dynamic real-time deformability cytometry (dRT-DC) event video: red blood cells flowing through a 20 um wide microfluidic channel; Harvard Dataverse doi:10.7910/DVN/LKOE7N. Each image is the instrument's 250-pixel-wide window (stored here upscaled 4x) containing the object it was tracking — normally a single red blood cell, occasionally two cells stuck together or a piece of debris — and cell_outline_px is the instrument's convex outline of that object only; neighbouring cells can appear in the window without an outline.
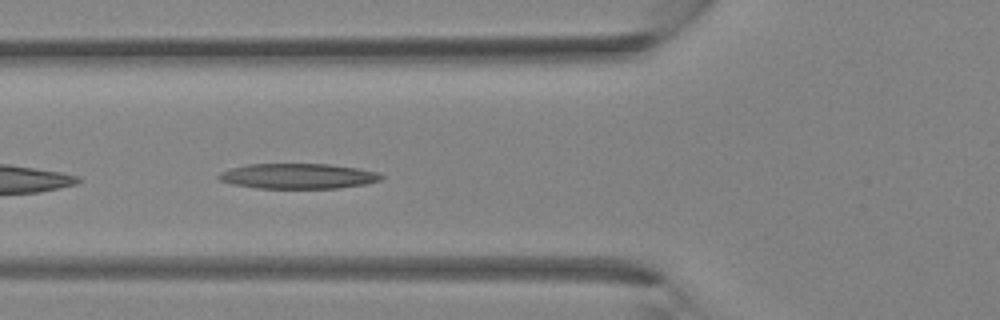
{"species": "Egyptian fruit bat (a non-hibernating species)", "species_latin": "Rousettus aegyptiacus", "temperature_condition": "room temperature", "stored_images_in_passage": 38, "camera_frame_rate_fps": 3000, "um_per_image_px": 0.085, "animal": {"sex": "female"}, "frame": {"image": 1, "passage_image": 13, "time_ms": 4.0, "image_size_px": [1000, 320], "cell_outline_px": [[384, 176], [380, 180], [364, 184], [336, 188], [256, 188], [232, 184], [220, 180], [216, 176], [220, 172], [244, 164], [328, 164], [356, 168], [380, 172]], "centroid_in_image_um": [25.31, 14.96], "position_along_channel_um": 100.5, "area_um2": 23.87}}
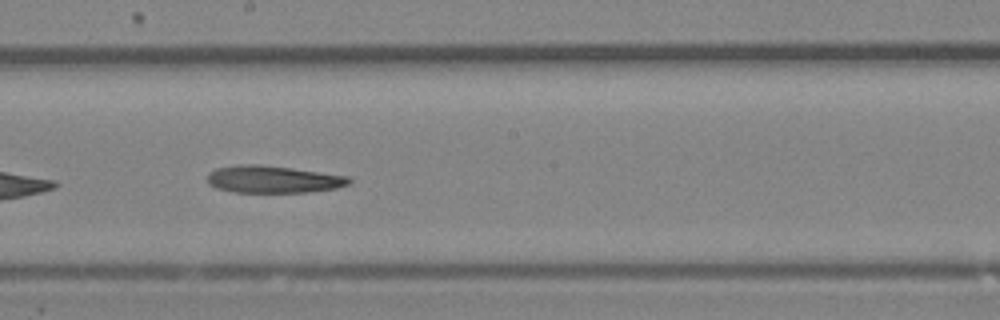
{"frame": {"image": 2, "passage_image": 20, "time_ms": 6.333, "image_size_px": [1000, 320], "cell_outline_px": [[352, 184], [336, 188], [308, 192], [236, 192], [216, 188], [208, 184], [208, 172], [216, 168], [240, 164], [260, 164], [292, 168], [348, 176], [352, 180]], "centroid_in_image_um": [23.22, 15.24], "position_along_channel_um": 225.0, "area_um2": 22.6}}
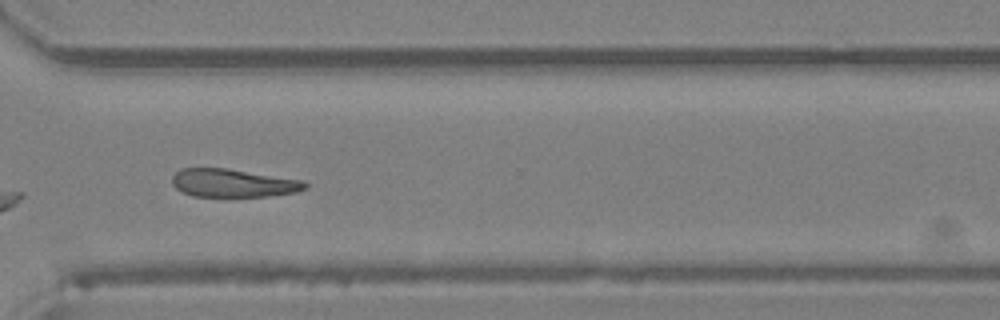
{"frame": {"image": 3, "passage_image": 27, "time_ms": 8.667, "image_size_px": [1000, 320], "cell_outline_px": [[308, 188], [296, 192], [268, 196], [192, 196], [176, 188], [172, 184], [172, 176], [180, 168], [228, 168], [304, 180], [308, 184]], "centroid_in_image_um": [19.84, 15.55], "position_along_channel_um": 350.8, "area_um2": 21.91}}